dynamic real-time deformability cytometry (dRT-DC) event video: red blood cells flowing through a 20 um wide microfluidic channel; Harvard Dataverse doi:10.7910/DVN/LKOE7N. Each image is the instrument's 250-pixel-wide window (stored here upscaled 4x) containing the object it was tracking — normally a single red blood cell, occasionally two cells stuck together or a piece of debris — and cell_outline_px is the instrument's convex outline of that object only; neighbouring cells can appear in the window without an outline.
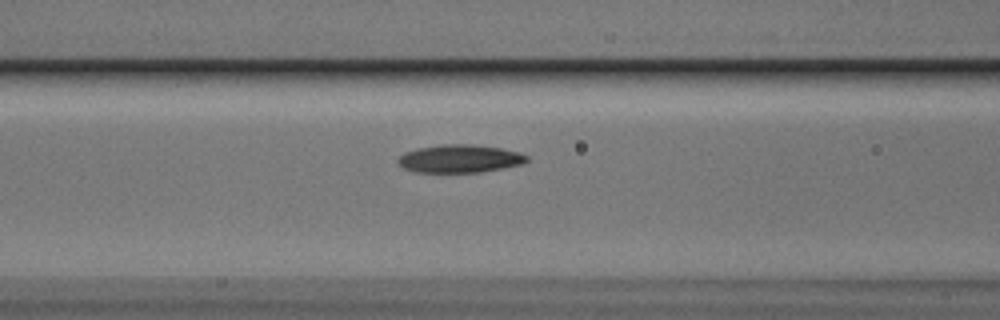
{"species": "Egyptian fruit bat (a non-hibernating species)", "species_latin": "Rousettus aegyptiacus", "temperature_condition": "cold", "stored_images_in_passage": 18, "camera_frame_rate_fps": 3000, "um_per_image_px": 0.085, "animal": {"sex": "male"}, "frame": {"image": 1, "passage_image": 16, "time_ms": 5.0, "image_size_px": [1000, 320], "cell_outline_px": [[528, 160], [520, 164], [504, 168], [480, 172], [416, 172], [404, 168], [396, 160], [404, 152], [416, 148], [440, 144], [472, 144], [500, 148], [520, 152], [528, 156]], "centroid_in_image_um": [39.06, 13.48], "position_along_channel_um": 127.5, "area_um2": 21.04}}